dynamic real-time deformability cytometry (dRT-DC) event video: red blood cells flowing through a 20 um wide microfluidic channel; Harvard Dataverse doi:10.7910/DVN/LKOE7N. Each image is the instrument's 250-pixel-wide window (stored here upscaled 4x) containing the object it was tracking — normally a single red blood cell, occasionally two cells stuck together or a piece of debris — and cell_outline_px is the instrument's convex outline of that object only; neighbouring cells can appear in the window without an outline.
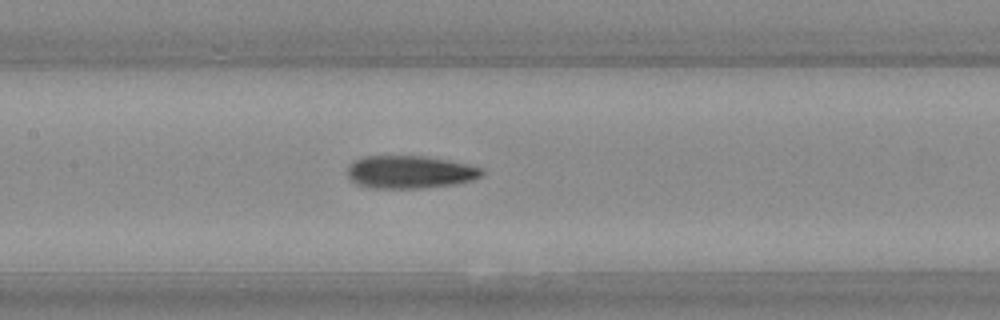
{"species": "Egyptian fruit bat (a non-hibernating species)", "species_latin": "Rousettus aegyptiacus", "temperature_condition": "warm", "stored_images_in_passage": 31, "camera_frame_rate_fps": 3000, "um_per_image_px": 0.085, "animal": {"sex": "female"}, "frame": {"image": 1, "passage_image": 13, "time_ms": 4.0, "image_size_px": [1000, 320], "cell_outline_px": [[484, 172], [480, 176], [472, 180], [456, 184], [420, 188], [376, 188], [360, 184], [352, 180], [348, 176], [348, 164], [352, 160], [364, 156], [424, 156], [448, 160], [484, 168]], "centroid_in_image_um": [34.85, 14.61], "position_along_channel_um": 172.6, "area_um2": 25.61}}
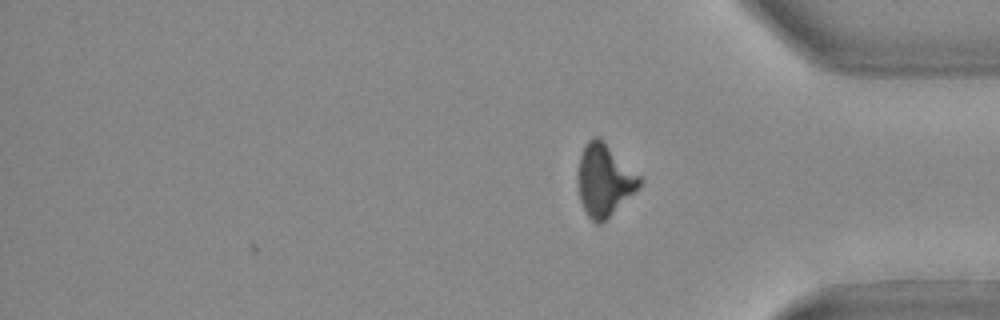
{"frame": {"image": 2, "passage_image": 31, "time_ms": 10.0, "image_size_px": [1000, 320], "cell_outline_px": [[644, 180], [600, 224], [596, 224], [588, 216], [580, 200], [576, 180], [576, 176], [580, 156], [584, 144], [592, 136], [600, 136]], "centroid_in_image_um": [51.3, 15.24], "position_along_channel_um": 383.9, "area_um2": 25.61}, "authors_computed_cell_mechanics": {"area_um2": 25.721, "velocity_mm_per_s": 3.7025, "shape_relaxation_time_tau1_ms": 7.7054, "shape_relaxation_time_tau2_ms": 3.3527, "deformation_change_tau1": 0.2208, "deformation_change_tau2": 0.1154}}